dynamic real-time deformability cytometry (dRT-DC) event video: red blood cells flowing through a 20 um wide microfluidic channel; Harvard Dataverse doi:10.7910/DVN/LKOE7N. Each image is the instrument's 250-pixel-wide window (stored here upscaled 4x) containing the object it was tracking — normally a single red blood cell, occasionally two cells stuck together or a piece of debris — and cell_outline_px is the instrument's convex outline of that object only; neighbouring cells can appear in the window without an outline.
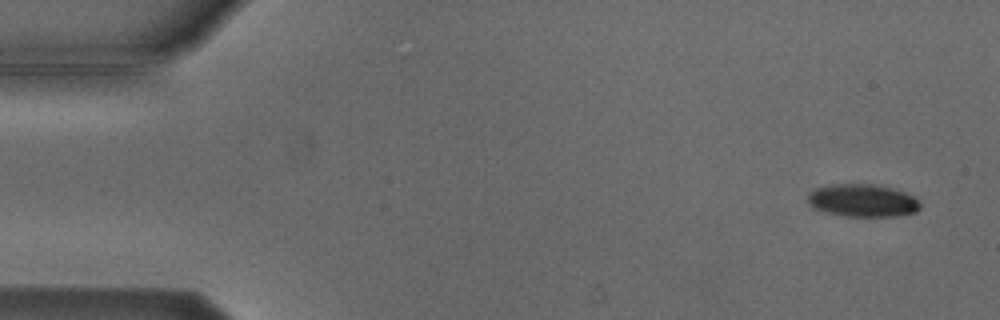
{"species": "Egyptian fruit bat (a non-hibernating species)", "species_latin": "Rousettus aegyptiacus", "temperature_condition": "cold", "stored_images_in_passage": 4, "camera_frame_rate_fps": 3000, "um_per_image_px": 0.085, "animal": {"sex": "male"}, "frame": {"image": 1, "passage_image": 1, "time_ms": 0.0, "image_size_px": [1000, 320], "cell_outline_px": [[920, 208], [916, 212], [900, 216], [844, 216], [824, 212], [812, 208], [808, 204], [808, 196], [816, 188], [828, 184], [872, 184], [892, 188], [904, 192], [920, 200]], "centroid_in_image_um": [73.32, 17.05], "position_along_channel_um": 11.7, "area_um2": 21.56}}
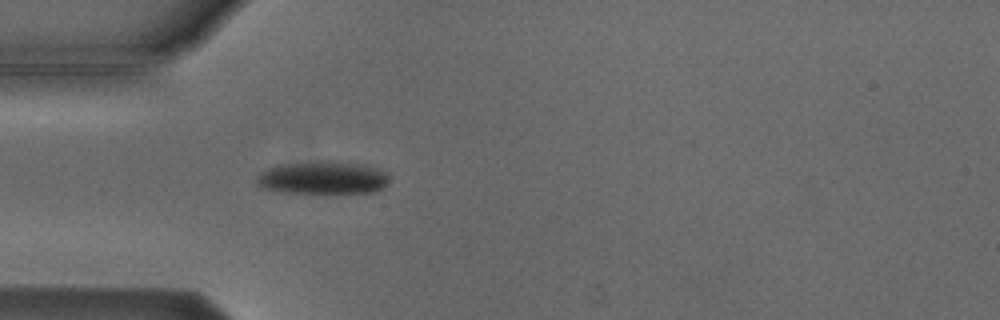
{"frame": {"image": 2, "passage_image": 4, "time_ms": 4.333, "image_size_px": [1000, 320], "cell_outline_px": [[388, 180], [380, 188], [372, 192], [328, 196], [324, 196], [280, 192], [260, 188], [256, 184], [256, 176], [260, 172], [276, 164], [316, 160], [328, 160], [364, 164], [388, 172]], "centroid_in_image_um": [27.37, 15.14], "position_along_channel_um": 57.6, "area_um2": 27.05}}